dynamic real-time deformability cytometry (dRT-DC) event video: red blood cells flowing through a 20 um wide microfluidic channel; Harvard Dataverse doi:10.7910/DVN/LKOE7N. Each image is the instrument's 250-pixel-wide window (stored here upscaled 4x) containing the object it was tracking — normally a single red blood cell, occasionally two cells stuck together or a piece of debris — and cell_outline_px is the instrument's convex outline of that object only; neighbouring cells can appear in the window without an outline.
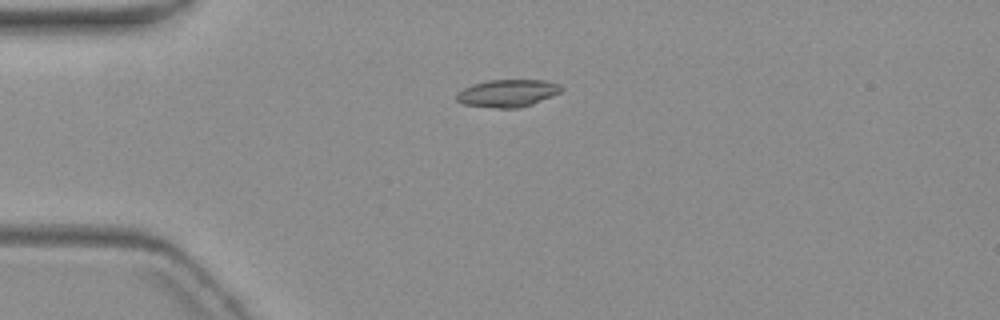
{"species": "common noctule bat (a hibernating species)", "species_latin": "Nyctalus noctula", "temperature_condition": "warm", "stored_images_in_passage": 2, "camera_frame_rate_fps": 3000, "um_per_image_px": 0.085, "animal": {"sex": "female", "body_mass_g": 19.3, "forearm_length_mm": 54.1}, "frame": {"image": 1, "passage_image": 1, "time_ms": 0.0, "image_size_px": [1000, 320], "cell_outline_px": [[564, 88], [560, 92], [552, 96], [532, 104], [520, 108], [500, 108], [464, 104], [456, 100], [456, 92], [472, 84], [488, 80], [544, 80], [560, 84]], "centroid_in_image_um": [43.15, 7.91], "position_along_channel_um": 41.8, "area_um2": 16.76}}